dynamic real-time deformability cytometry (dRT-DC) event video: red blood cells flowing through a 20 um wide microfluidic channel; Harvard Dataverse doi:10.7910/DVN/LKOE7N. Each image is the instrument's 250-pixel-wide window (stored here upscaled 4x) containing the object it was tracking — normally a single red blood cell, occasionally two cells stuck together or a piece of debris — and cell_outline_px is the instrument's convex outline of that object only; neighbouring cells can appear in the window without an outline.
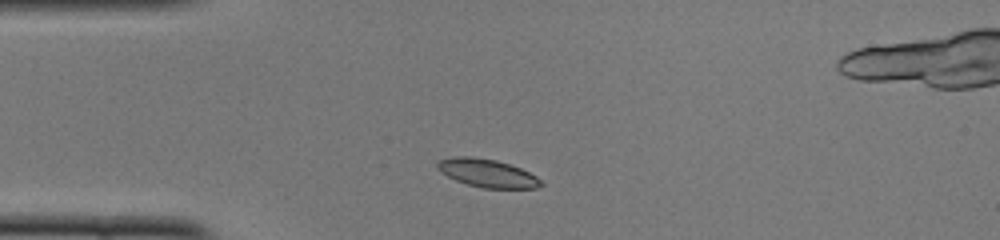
{"species": "common noctule bat (a hibernating species)", "species_latin": "Nyctalus noctula", "temperature_condition": "cold", "stored_images_in_passage": 43, "camera_frame_rate_fps": 3000, "um_per_image_px": 0.085, "animal": {"sex": "female", "body_mass_g": 22.0, "forearm_length_mm": 56.7}, "frame": {"image": 1, "passage_image": 4, "time_ms": 1.0, "image_size_px": [1000, 240], "cell_outline_px": [[544, 184], [536, 188], [484, 188], [468, 184], [456, 180], [440, 172], [436, 168], [436, 160], [452, 156], [472, 156], [496, 160], [520, 168], [536, 176]], "centroid_in_image_um": [41.36, 14.7], "position_along_channel_um": 43.6, "area_um2": 16.99}}
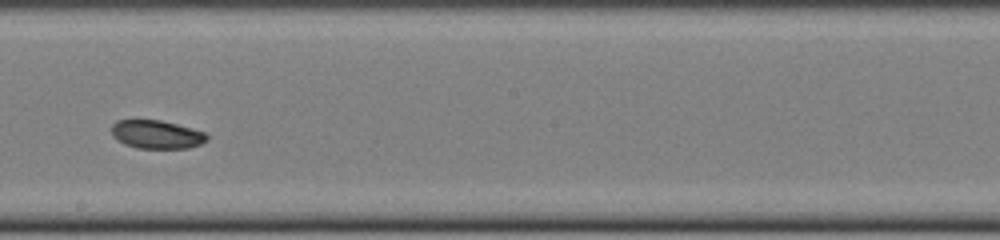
{"frame": {"image": 2, "passage_image": 20, "time_ms": 6.333, "image_size_px": [1000, 240], "cell_outline_px": [[208, 140], [200, 144], [188, 148], [136, 148], [124, 144], [116, 140], [112, 136], [112, 124], [116, 120], [160, 120], [176, 124], [204, 132], [208, 136]], "centroid_in_image_um": [13.28, 11.43], "position_along_channel_um": 234.9, "area_um2": 15.78}}
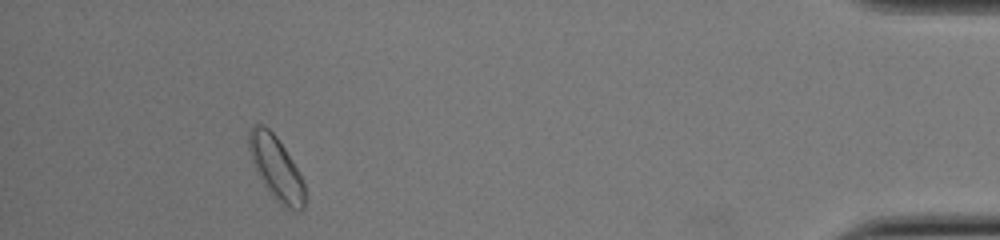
{"frame": {"image": 3, "passage_image": 38, "time_ms": 12.333, "image_size_px": [1000, 240], "cell_outline_px": [[304, 208], [300, 212], [296, 212], [280, 204], [264, 188], [256, 172], [252, 160], [248, 144], [248, 132], [252, 124], [264, 124], [276, 136], [292, 160], [304, 184]], "centroid_in_image_um": [23.44, 14.29], "position_along_channel_um": 411.8, "area_um2": 20.75}, "authors_computed_cell_mechanics": {"area_um2": 16.7042, "velocity_mm_per_s": 3.9526, "shape_relaxation_time_tau1_ms": 4.8905, "shape_relaxation_time_tau2_ms": null, "deformation_change_tau1": 0.0652, "deformation_change_tau2": null}}